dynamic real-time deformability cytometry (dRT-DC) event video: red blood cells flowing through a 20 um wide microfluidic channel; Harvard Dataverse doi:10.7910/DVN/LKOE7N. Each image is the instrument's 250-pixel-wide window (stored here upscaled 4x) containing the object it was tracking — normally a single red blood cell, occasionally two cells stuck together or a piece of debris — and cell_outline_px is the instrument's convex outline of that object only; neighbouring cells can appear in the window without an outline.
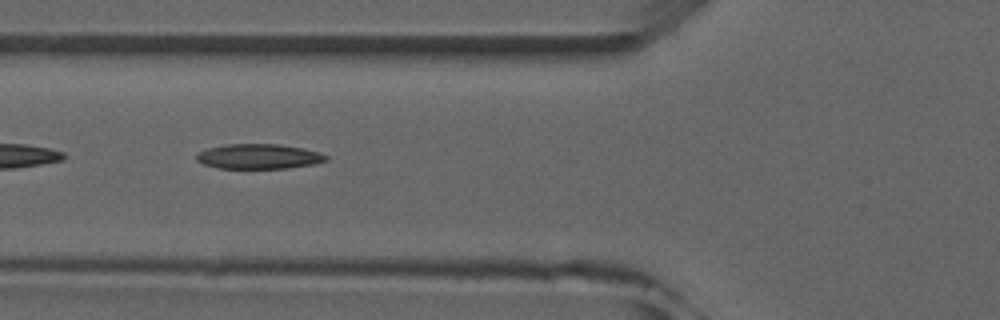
{"species": "common noctule bat (a hibernating species)", "species_latin": "Nyctalus noctula", "temperature_condition": "room temperature", "stored_images_in_passage": 10, "camera_frame_rate_fps": 3000, "um_per_image_px": 0.085, "animal": {"sex": "male", "forearm_length_mm": 52.5}, "frame": {"image": 1, "passage_image": 6, "time_ms": 6.0, "image_size_px": [1000, 320], "cell_outline_px": [[328, 160], [312, 164], [288, 168], [220, 168], [204, 164], [196, 160], [196, 152], [208, 148], [228, 144], [280, 144], [320, 152], [328, 156]], "centroid_in_image_um": [21.98, 13.29], "position_along_channel_um": 103.8, "area_um2": 18.73}}
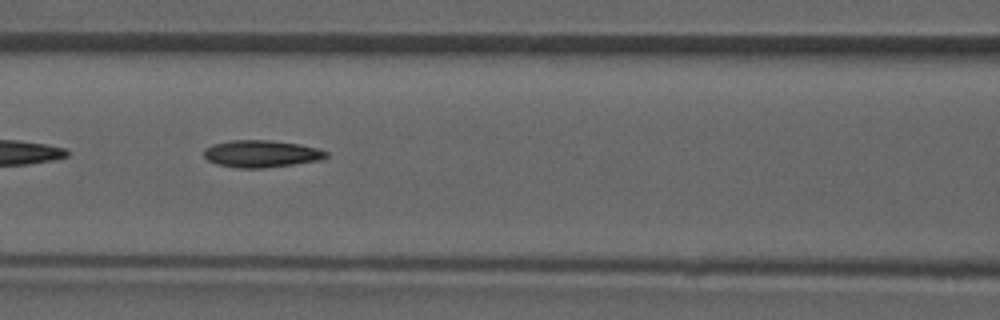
{"frame": {"image": 2, "passage_image": 7, "time_ms": 7.0, "image_size_px": [1000, 320], "cell_outline_px": [[328, 156], [324, 160], [264, 168], [236, 168], [216, 164], [208, 160], [204, 156], [204, 148], [212, 144], [228, 140], [272, 140], [300, 144], [316, 148], [328, 152]], "centroid_in_image_um": [22.21, 13.07], "position_along_channel_um": 144.4, "area_um2": 19.59}}